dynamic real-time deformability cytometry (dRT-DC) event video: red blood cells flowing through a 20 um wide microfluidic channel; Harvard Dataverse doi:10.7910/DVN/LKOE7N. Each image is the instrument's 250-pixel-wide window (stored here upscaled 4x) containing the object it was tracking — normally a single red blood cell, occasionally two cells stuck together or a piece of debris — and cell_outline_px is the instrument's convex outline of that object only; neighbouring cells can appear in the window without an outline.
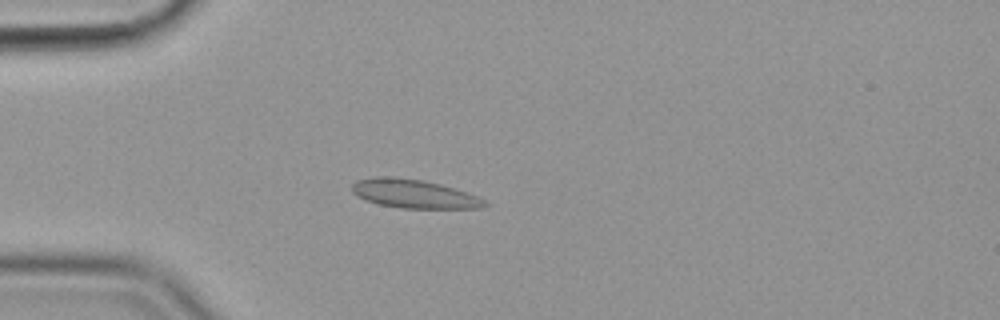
{"species": "common noctule bat (a hibernating species)", "species_latin": "Nyctalus noctula", "temperature_condition": "cold", "stored_images_in_passage": 56, "camera_frame_rate_fps": 3000, "um_per_image_px": 0.085, "animal": {"sex": "female", "body_mass_g": 19.9}, "frame": {"image": 1, "passage_image": 15, "time_ms": 4.667, "image_size_px": [1000, 320], "cell_outline_px": [[488, 204], [480, 208], [400, 208], [380, 204], [364, 200], [356, 196], [352, 192], [352, 184], [356, 180], [376, 176], [392, 176], [420, 180], [440, 184], [476, 196], [484, 200]], "centroid_in_image_um": [35.1, 16.47], "position_along_channel_um": 49.9, "area_um2": 21.96}}
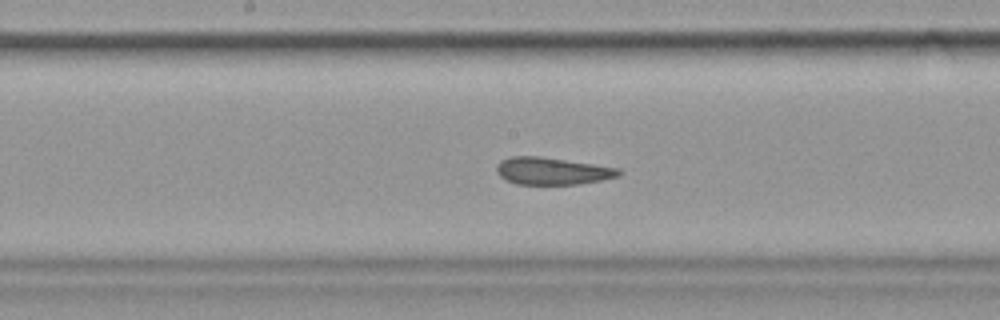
{"frame": {"image": 2, "passage_image": 29, "time_ms": 9.333, "image_size_px": [1000, 320], "cell_outline_px": [[624, 172], [620, 176], [600, 180], [576, 184], [516, 184], [504, 180], [496, 172], [496, 164], [500, 160], [508, 156], [540, 156], [620, 168]], "centroid_in_image_um": [46.91, 14.53], "position_along_channel_um": 201.3, "area_um2": 19.59}}
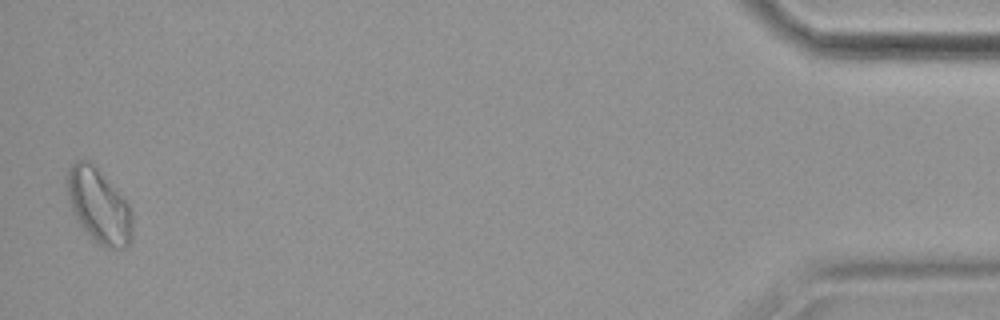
{"frame": {"image": 3, "passage_image": 55, "time_ms": 18.0, "image_size_px": [1000, 320], "cell_outline_px": [[132, 240], [124, 248], [104, 248], [96, 244], [92, 240], [76, 220], [72, 212], [68, 200], [64, 176], [68, 168], [76, 160], [88, 160], [96, 168], [128, 204], [132, 212]], "centroid_in_image_um": [8.35, 17.53], "position_along_channel_um": 426.9, "area_um2": 28.55}, "authors_computed_cell_mechanics": {"area_um2": 20.9525, "velocity_mm_per_s": 3.5612, "shape_relaxation_time_tau1_ms": null, "shape_relaxation_time_tau2_ms": 4.0094, "deformation_change_tau1": null, "deformation_change_tau2": 0.0537}}